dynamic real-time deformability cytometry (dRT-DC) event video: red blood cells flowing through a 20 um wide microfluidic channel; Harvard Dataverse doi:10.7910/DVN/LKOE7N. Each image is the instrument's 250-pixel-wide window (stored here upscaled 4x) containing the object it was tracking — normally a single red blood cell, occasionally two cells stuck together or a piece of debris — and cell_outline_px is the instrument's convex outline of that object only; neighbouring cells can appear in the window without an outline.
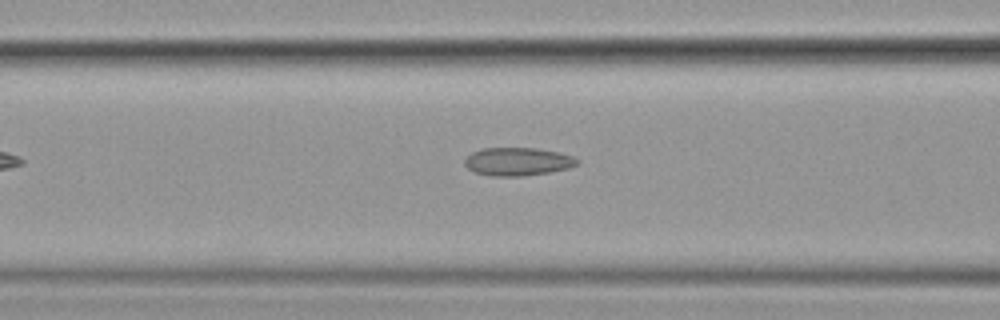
{"species": "common noctule bat (a hibernating species)", "species_latin": "Nyctalus noctula", "temperature_condition": "cold", "stored_images_in_passage": 11, "camera_frame_rate_fps": 3000, "um_per_image_px": 0.085, "animal": {"sex": "female", "body_mass_g": 19.9}, "frame": {"image": 1, "passage_image": 5, "time_ms": 1.333, "image_size_px": [1000, 320], "cell_outline_px": [[580, 160], [576, 164], [568, 168], [548, 172], [524, 176], [492, 176], [476, 172], [468, 168], [464, 164], [464, 160], [472, 152], [484, 148], [536, 148], [556, 152], [572, 156]], "centroid_in_image_um": [43.98, 13.73], "position_along_channel_um": 122.6, "area_um2": 18.21}}
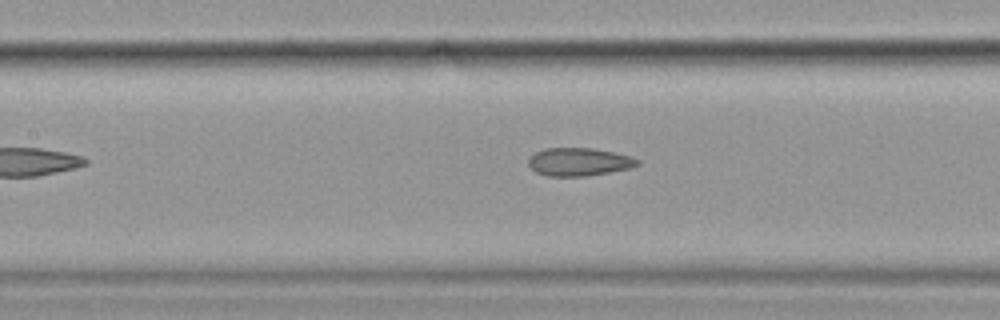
{"frame": {"image": 2, "passage_image": 8, "time_ms": 2.333, "image_size_px": [1000, 320], "cell_outline_px": [[640, 164], [632, 168], [584, 176], [548, 176], [536, 172], [528, 164], [528, 156], [544, 148], [592, 148], [632, 156], [640, 160]], "centroid_in_image_um": [49.21, 13.75], "position_along_channel_um": 158.2, "area_um2": 17.86}}